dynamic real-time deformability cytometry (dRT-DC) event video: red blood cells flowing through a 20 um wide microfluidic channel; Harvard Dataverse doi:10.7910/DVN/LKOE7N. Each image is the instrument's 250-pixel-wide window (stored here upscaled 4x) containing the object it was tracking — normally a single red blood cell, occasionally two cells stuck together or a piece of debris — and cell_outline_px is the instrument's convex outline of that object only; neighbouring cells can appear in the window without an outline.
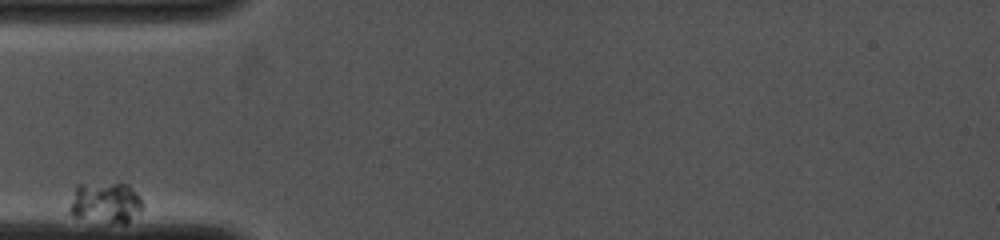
{"species": "common noctule bat (a hibernating species)", "species_latin": "Nyctalus noctula", "temperature_condition": "cold", "stored_images_in_passage": 3, "camera_frame_rate_fps": 4000, "um_per_image_px": 0.085, "animal": {"sex": "female", "body_mass_g": 19.0, "forearm_length_mm": 53.3}, "frame": {"image": 1, "passage_image": 1, "time_ms": 0.0, "image_size_px": [1000, 240], "cell_outline_px": [[144, 204], [140, 212], [128, 224], [124, 224], [72, 216], [68, 212], [68, 208], [76, 184], [128, 184], [140, 196]], "centroid_in_image_um": [8.99, 17.23], "position_along_channel_um": 76.0, "area_um2": 17.51}}